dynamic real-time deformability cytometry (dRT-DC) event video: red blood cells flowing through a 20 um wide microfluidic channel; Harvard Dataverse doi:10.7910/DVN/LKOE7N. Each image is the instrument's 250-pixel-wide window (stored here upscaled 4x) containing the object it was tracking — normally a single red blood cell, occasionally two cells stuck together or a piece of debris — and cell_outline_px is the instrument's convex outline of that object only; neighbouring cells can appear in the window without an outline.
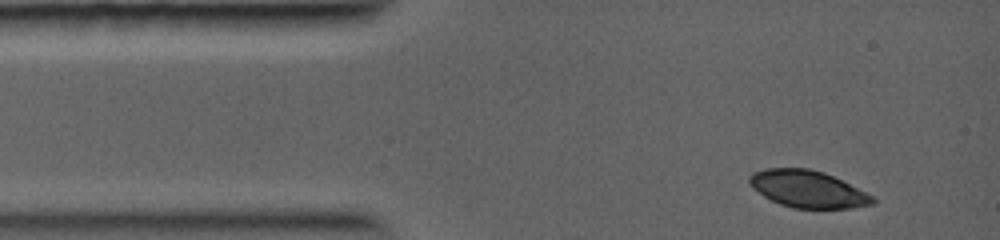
{"species": "common noctule bat (a hibernating species)", "species_latin": "Nyctalus noctula", "temperature_condition": "warm", "stored_images_in_passage": 4, "segment_of_instrument_passage": [1, 2], "camera_frame_rate_fps": 5000, "um_per_image_px": 0.085, "animal": {"sex": "female", "body_mass_g": 19.0, "forearm_length_mm": 56.7}, "frame": {"image": 1, "passage_image": 1, "time_ms": 0.0, "image_size_px": [1000, 240], "cell_outline_px": [[876, 204], [852, 208], [792, 208], [780, 204], [764, 196], [752, 188], [748, 180], [748, 176], [752, 172], [764, 168], [808, 168], [824, 172], [872, 196], [876, 200]], "centroid_in_image_um": [68.62, 16.07], "position_along_channel_um": 16.4, "area_um2": 26.47}}